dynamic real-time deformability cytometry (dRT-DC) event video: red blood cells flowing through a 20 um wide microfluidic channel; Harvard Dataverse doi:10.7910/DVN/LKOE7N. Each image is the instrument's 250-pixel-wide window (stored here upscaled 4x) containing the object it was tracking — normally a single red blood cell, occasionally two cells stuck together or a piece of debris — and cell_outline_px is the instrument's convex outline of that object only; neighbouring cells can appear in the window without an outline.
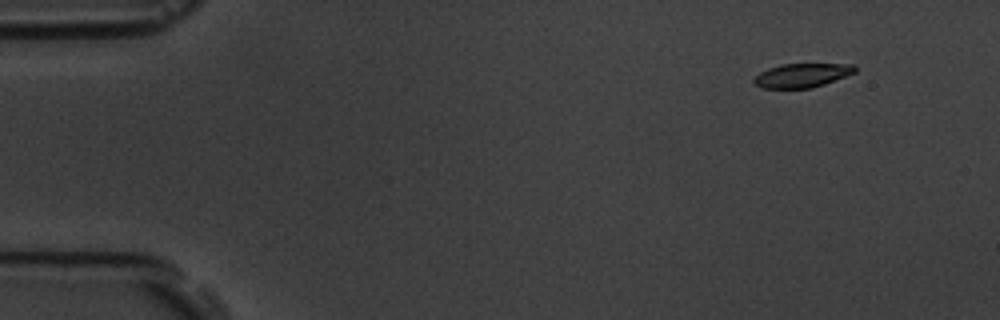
{"species": "common noctule bat (a hibernating species)", "species_latin": "Nyctalus noctula", "temperature_condition": "room temperature", "stored_images_in_passage": 6, "camera_frame_rate_fps": 3000, "um_per_image_px": 0.085, "animal": {"sex": "male", "body_mass_g": 19.5, "forearm_length_mm": 54.6}, "frame": {"image": 1, "passage_image": 1, "time_ms": 0.0, "image_size_px": [1000, 320], "cell_outline_px": [[856, 72], [824, 84], [812, 88], [764, 88], [752, 84], [752, 80], [760, 72], [768, 68], [780, 64], [856, 64]], "centroid_in_image_um": [68.15, 6.4], "position_along_channel_um": 16.9, "area_um2": 14.16}}
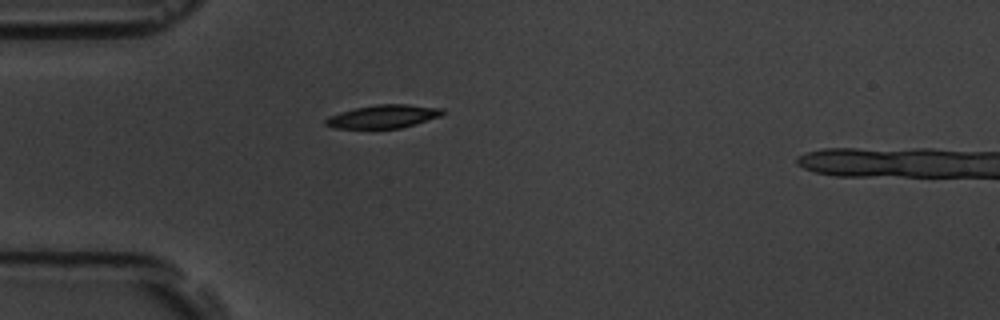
{"frame": {"image": 2, "passage_image": 4, "time_ms": 3.667, "image_size_px": [1000, 320], "cell_outline_px": [[444, 112], [440, 116], [400, 128], [332, 128], [324, 124], [324, 120], [328, 116], [340, 112], [356, 108], [376, 104], [408, 104], [444, 108]], "centroid_in_image_um": [32.55, 9.89], "position_along_channel_um": 52.5, "area_um2": 15.78}}
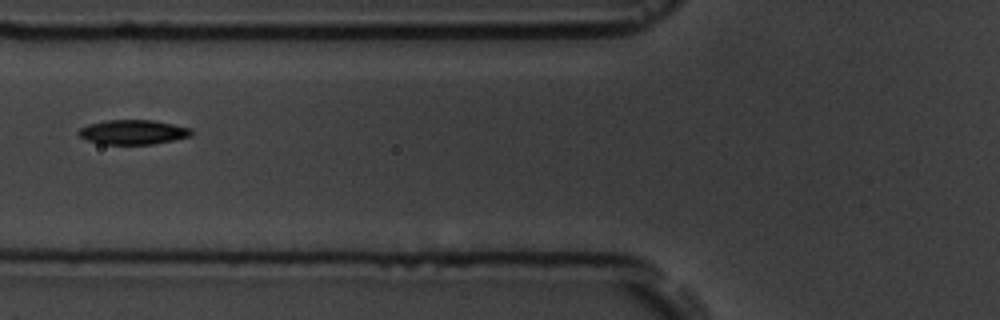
{"frame": {"image": 3, "passage_image": 6, "time_ms": 5.667, "image_size_px": [1000, 320], "cell_outline_px": [[192, 136], [152, 144], [104, 144], [88, 140], [80, 136], [76, 132], [80, 128], [88, 124], [108, 120], [152, 120], [192, 128]], "centroid_in_image_um": [11.31, 11.22], "position_along_channel_um": 114.5, "area_um2": 16.01}}